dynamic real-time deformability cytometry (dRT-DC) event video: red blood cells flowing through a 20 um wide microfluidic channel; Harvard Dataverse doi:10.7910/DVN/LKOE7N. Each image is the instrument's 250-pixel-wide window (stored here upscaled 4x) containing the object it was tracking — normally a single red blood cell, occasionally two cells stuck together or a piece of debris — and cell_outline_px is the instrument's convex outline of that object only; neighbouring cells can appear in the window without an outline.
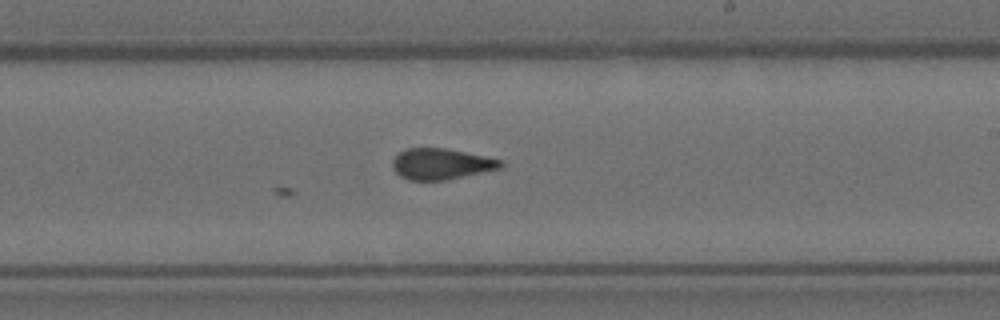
{"species": "Egyptian fruit bat (a non-hibernating species)", "species_latin": "Rousettus aegyptiacus", "temperature_condition": "room temperature", "stored_images_in_passage": 17, "camera_frame_rate_fps": 3000, "um_per_image_px": 0.085, "animal": {"sex": "female"}, "frame": {"image": 1, "passage_image": 17, "time_ms": 5.333, "image_size_px": [1000, 320], "cell_outline_px": [[504, 164], [500, 168], [448, 180], [408, 180], [400, 176], [392, 168], [392, 160], [404, 148], [444, 148], [504, 160]], "centroid_in_image_um": [37.48, 13.94], "position_along_channel_um": 251.5, "area_um2": 19.54}}